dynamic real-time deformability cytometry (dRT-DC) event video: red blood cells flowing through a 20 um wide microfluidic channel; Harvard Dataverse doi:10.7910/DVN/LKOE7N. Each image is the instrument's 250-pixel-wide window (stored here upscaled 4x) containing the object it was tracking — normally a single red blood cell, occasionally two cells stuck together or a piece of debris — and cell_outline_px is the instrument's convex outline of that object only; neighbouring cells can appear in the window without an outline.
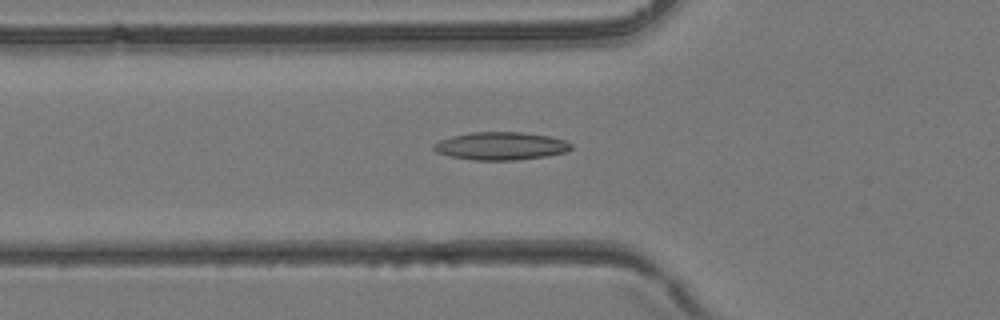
{"species": "common noctule bat (a hibernating species)", "species_latin": "Nyctalus noctula", "temperature_condition": "room temperature", "stored_images_in_passage": 36, "camera_frame_rate_fps": 3000, "um_per_image_px": 0.085, "animal": {"sex": "female", "body_mass_g": 24.6, "forearm_length_mm": 56.2}, "frame": {"image": 1, "passage_image": 14, "time_ms": 4.333, "image_size_px": [1000, 320], "cell_outline_px": [[572, 148], [564, 152], [544, 156], [516, 160], [472, 160], [448, 156], [436, 152], [432, 148], [432, 144], [440, 140], [452, 136], [472, 132], [524, 132], [548, 136], [564, 140], [572, 144]], "centroid_in_image_um": [42.52, 12.41], "position_along_channel_um": 83.3, "area_um2": 22.31}}
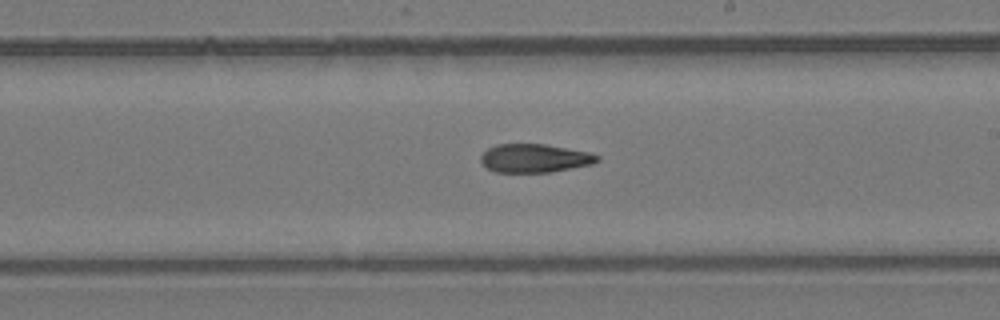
{"frame": {"image": 2, "passage_image": 23, "time_ms": 7.333, "image_size_px": [1000, 320], "cell_outline_px": [[600, 160], [592, 164], [552, 172], [496, 172], [488, 168], [480, 160], [480, 156], [488, 148], [496, 144], [544, 144], [588, 152], [600, 156]], "centroid_in_image_um": [45.45, 13.45], "position_along_channel_um": 243.6, "area_um2": 19.25}}
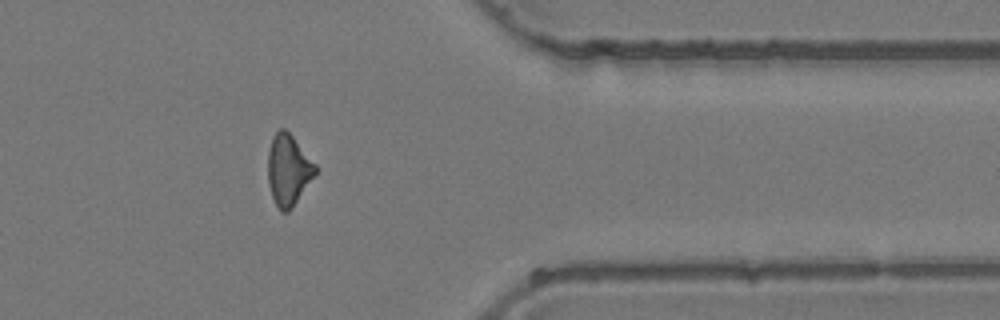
{"frame": {"image": 3, "passage_image": 32, "time_ms": 10.333, "image_size_px": [1000, 320], "cell_outline_px": [[316, 172], [292, 208], [288, 212], [280, 212], [272, 196], [268, 184], [268, 152], [272, 136], [280, 128], [284, 128], [292, 136], [316, 164]], "centroid_in_image_um": [24.48, 14.44], "position_along_channel_um": 386.9, "area_um2": 19.42}}